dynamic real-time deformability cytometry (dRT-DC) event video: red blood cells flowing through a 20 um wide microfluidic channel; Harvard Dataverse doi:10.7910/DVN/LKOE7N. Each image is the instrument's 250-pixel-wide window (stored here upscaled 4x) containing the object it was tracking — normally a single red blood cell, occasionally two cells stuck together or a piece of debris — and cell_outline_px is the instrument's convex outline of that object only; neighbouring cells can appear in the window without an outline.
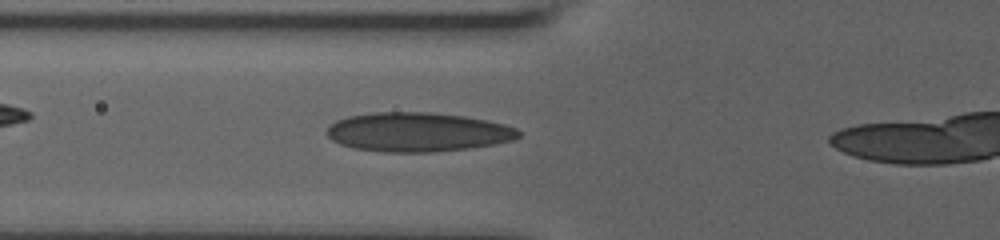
{"species": "human", "species_latin": "Homo sapiens", "temperature_condition": "room temperature", "stored_images_in_passage": 7, "segment_of_instrument_passage": [1, 2], "camera_frame_rate_fps": 3000, "um_per_image_px": 0.085, "donor": {"sex": "male"}, "frame": {"image": 1, "passage_image": 3, "time_ms": 2.333, "image_size_px": [1000, 240], "cell_outline_px": [[520, 136], [512, 140], [496, 144], [468, 148], [436, 152], [384, 152], [356, 148], [340, 144], [332, 140], [324, 132], [336, 120], [348, 116], [372, 112], [428, 112], [464, 116], [504, 124], [516, 128], [520, 132]], "centroid_in_image_um": [35.49, 11.22], "position_along_channel_um": 90.3, "area_um2": 43.75}}
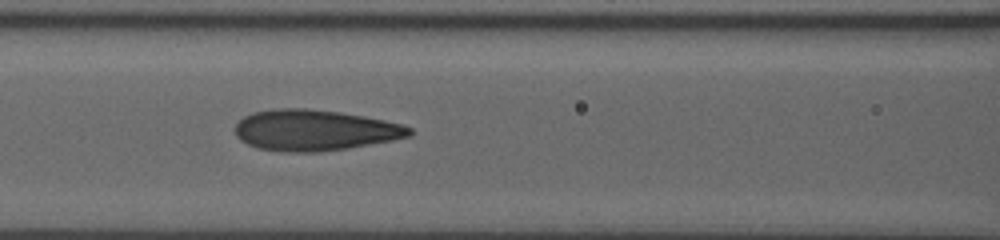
{"frame": {"image": 2, "passage_image": 5, "time_ms": 3.667, "image_size_px": [1000, 240], "cell_outline_px": [[412, 136], [392, 140], [348, 148], [320, 152], [284, 152], [256, 148], [240, 140], [236, 136], [236, 124], [244, 116], [252, 112], [280, 108], [308, 108], [340, 112], [364, 116], [404, 124], [412, 128]], "centroid_in_image_um": [26.75, 11.07], "position_along_channel_um": 139.8, "area_um2": 41.79}}
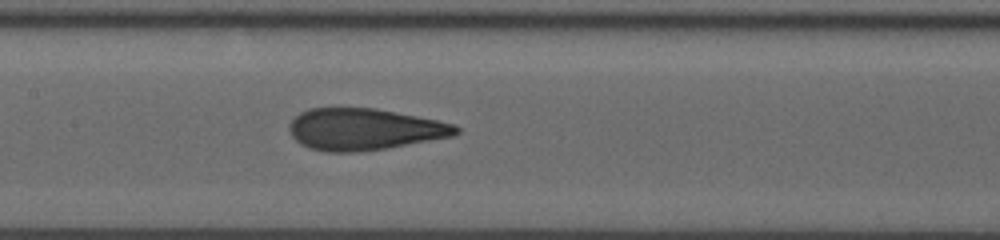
{"frame": {"image": 3, "passage_image": 6, "time_ms": 4.667, "image_size_px": [1000, 240], "cell_outline_px": [[460, 132], [452, 136], [388, 148], [360, 152], [328, 152], [312, 148], [300, 144], [292, 136], [288, 128], [288, 124], [300, 112], [308, 108], [376, 108], [456, 124], [460, 128]], "centroid_in_image_um": [30.95, 10.99], "position_along_channel_um": 176.4, "area_um2": 40.46}}